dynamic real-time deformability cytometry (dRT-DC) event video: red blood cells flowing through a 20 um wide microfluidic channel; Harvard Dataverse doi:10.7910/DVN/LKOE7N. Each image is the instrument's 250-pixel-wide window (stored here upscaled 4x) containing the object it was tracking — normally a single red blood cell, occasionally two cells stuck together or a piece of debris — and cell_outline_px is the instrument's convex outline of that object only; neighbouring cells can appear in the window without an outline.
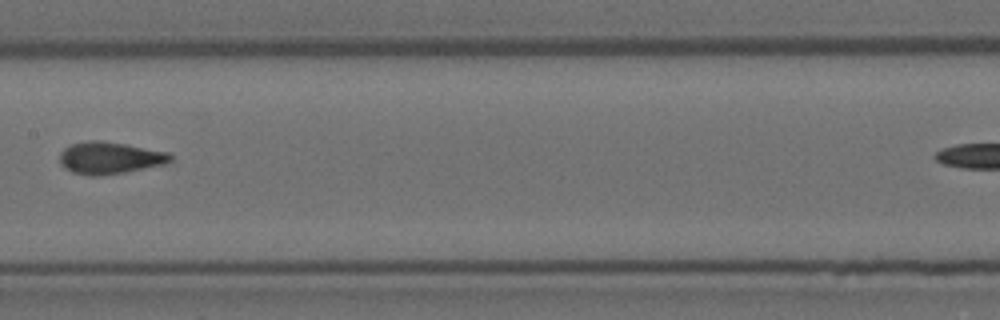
{"species": "Egyptian fruit bat (a non-hibernating species)", "species_latin": "Rousettus aegyptiacus", "temperature_condition": "room temperature", "stored_images_in_passage": 11, "camera_frame_rate_fps": 3000, "um_per_image_px": 0.085, "animal": {"sex": "female"}, "frame": {"image": 1, "passage_image": 5, "time_ms": 1.333, "image_size_px": [1000, 320], "cell_outline_px": [[172, 160], [164, 164], [124, 172], [100, 176], [88, 176], [72, 172], [64, 168], [60, 164], [60, 152], [64, 148], [72, 144], [92, 140], [100, 140], [124, 144], [168, 152], [172, 156]], "centroid_in_image_um": [9.29, 13.43], "position_along_channel_um": 198.1, "area_um2": 20.58}}
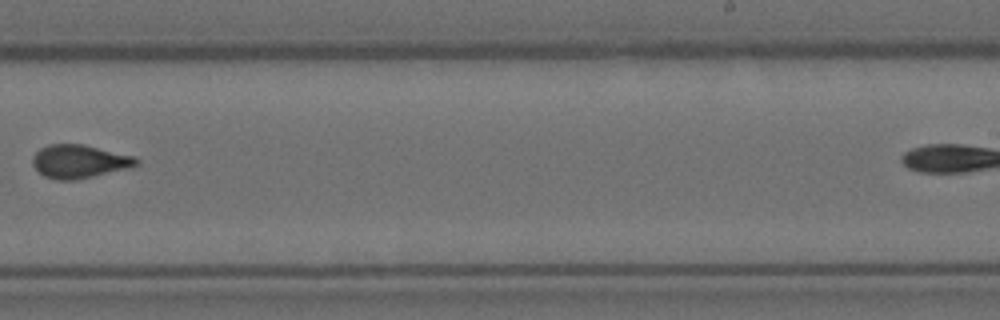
{"frame": {"image": 2, "passage_image": 7, "time_ms": 2.0, "image_size_px": [1000, 320], "cell_outline_px": [[140, 164], [132, 168], [76, 180], [56, 180], [44, 176], [32, 164], [32, 156], [40, 148], [48, 144], [84, 144], [136, 156], [140, 160]], "centroid_in_image_um": [6.8, 13.72], "position_along_channel_um": 282.2, "area_um2": 20.58}}
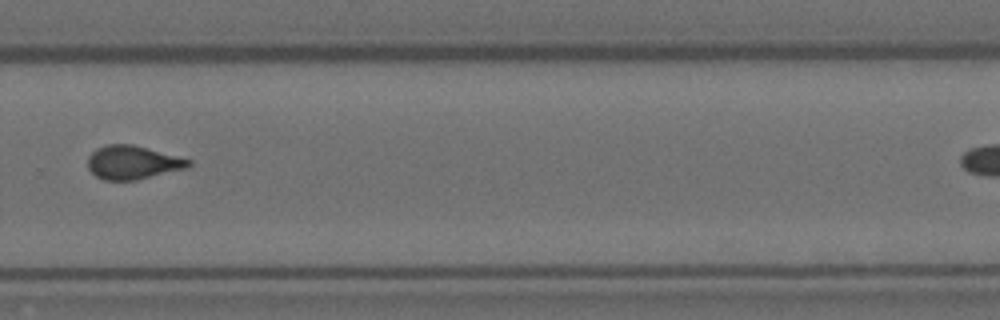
{"frame": {"image": 3, "passage_image": 8, "time_ms": 2.333, "image_size_px": [1000, 320], "cell_outline_px": [[192, 164], [188, 168], [136, 180], [104, 180], [96, 176], [88, 168], [88, 156], [96, 148], [104, 144], [132, 144], [192, 160]], "centroid_in_image_um": [11.27, 13.8], "position_along_channel_um": 318.5, "area_um2": 19.77}}